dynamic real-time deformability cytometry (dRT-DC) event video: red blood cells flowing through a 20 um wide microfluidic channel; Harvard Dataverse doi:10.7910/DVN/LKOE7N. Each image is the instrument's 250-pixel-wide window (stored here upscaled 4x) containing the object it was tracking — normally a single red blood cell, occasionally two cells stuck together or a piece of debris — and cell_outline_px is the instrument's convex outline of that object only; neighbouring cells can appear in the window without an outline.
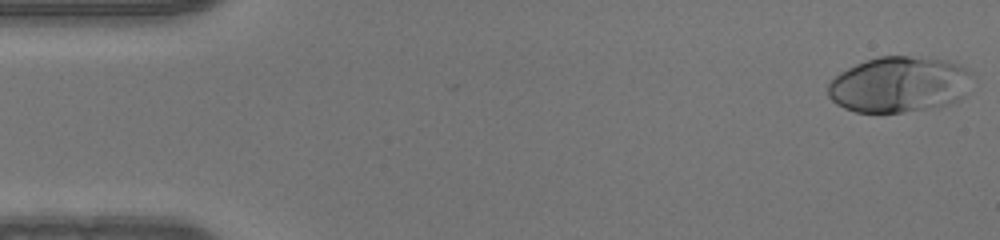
{"species": "human", "species_latin": "Homo sapiens", "temperature_condition": "warm", "stored_images_in_passage": 49, "camera_frame_rate_fps": 3000, "um_per_image_px": 0.085, "donor": {"sex": "male"}, "frame": {"image": 1, "passage_image": 1, "time_ms": 0.0, "image_size_px": [1000, 240], "cell_outline_px": [[972, 72], [964, 96], [960, 100], [952, 104], [904, 112], [856, 112], [844, 108], [836, 104], [828, 96], [828, 84], [840, 72], [856, 64], [880, 56], [908, 56], [944, 60], [956, 64]], "centroid_in_image_um": [76.41, 7.2], "position_along_channel_um": 8.6, "area_um2": 46.64}}
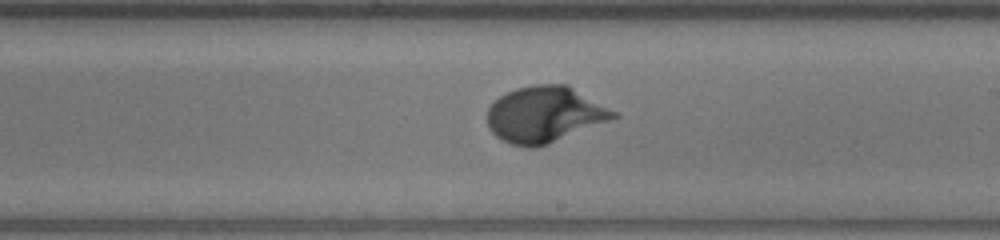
{"frame": {"image": 2, "passage_image": 28, "time_ms": 9.0, "image_size_px": [1000, 240], "cell_outline_px": [[620, 116], [548, 144], [536, 148], [528, 148], [512, 144], [496, 136], [488, 128], [488, 108], [504, 92], [516, 88], [532, 84], [568, 84], [616, 112]], "centroid_in_image_um": [46.28, 9.72], "position_along_channel_um": 242.7, "area_um2": 41.1}}
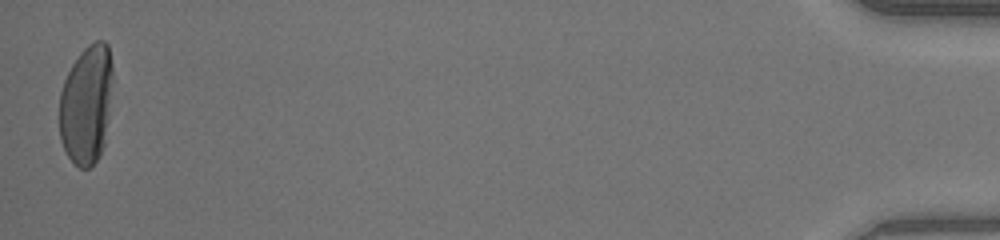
{"frame": {"image": 3, "passage_image": 49, "time_ms": 16.0, "image_size_px": [1000, 240], "cell_outline_px": [[112, 76], [108, 116], [104, 144], [100, 156], [88, 168], [80, 168], [68, 156], [60, 140], [60, 92], [64, 80], [72, 64], [80, 52], [88, 44], [96, 40], [104, 40], [108, 44], [112, 64]], "centroid_in_image_um": [7.34, 8.85], "position_along_channel_um": 427.9, "area_um2": 36.93}}